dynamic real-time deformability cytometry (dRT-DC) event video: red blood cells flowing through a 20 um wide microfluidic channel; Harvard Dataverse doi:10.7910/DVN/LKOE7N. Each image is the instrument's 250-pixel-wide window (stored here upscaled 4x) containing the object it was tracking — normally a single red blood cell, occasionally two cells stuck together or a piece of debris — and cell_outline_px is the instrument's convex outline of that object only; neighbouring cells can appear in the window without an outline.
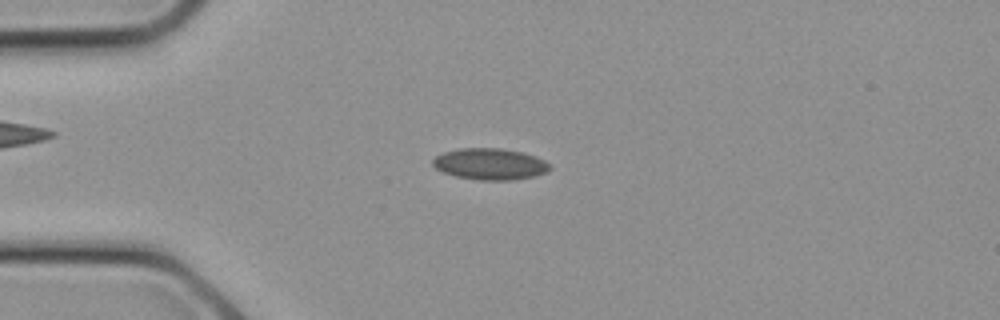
{"species": "common noctule bat (a hibernating species)", "species_latin": "Nyctalus noctula", "temperature_condition": "cold", "stored_images_in_passage": 8, "camera_frame_rate_fps": 3000, "um_per_image_px": 0.085, "animal": {"sex": "female", "body_mass_g": 21.9}, "frame": {"image": 1, "passage_image": 4, "time_ms": 1.0, "image_size_px": [1000, 320], "cell_outline_px": [[552, 168], [548, 172], [536, 176], [512, 180], [480, 180], [456, 176], [444, 172], [436, 168], [432, 164], [432, 160], [436, 156], [444, 152], [460, 148], [500, 148], [524, 152], [536, 156], [552, 164]], "centroid_in_image_um": [41.71, 13.94], "position_along_channel_um": 43.3, "area_um2": 21.62}}
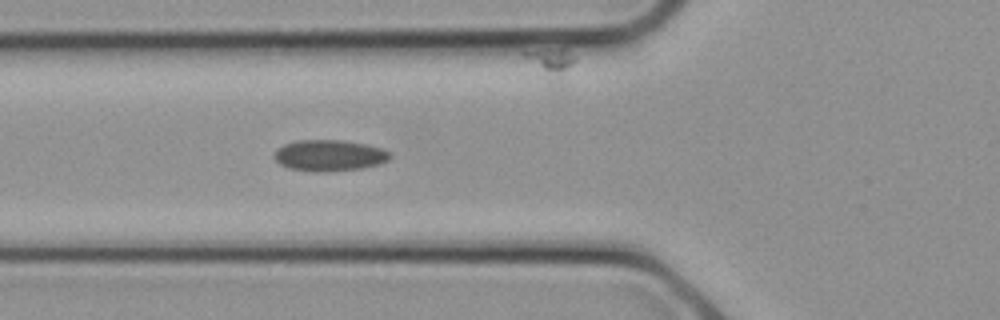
{"frame": {"image": 2, "passage_image": 7, "time_ms": 2.0, "image_size_px": [1000, 320], "cell_outline_px": [[392, 156], [388, 160], [380, 164], [360, 168], [316, 172], [288, 168], [280, 164], [272, 156], [284, 144], [296, 140], [344, 140], [368, 144], [384, 148], [392, 152]], "centroid_in_image_um": [28.04, 13.2], "position_along_channel_um": 97.8, "area_um2": 21.15}}